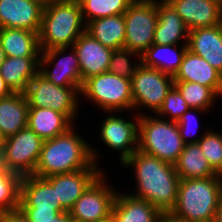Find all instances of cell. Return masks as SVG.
I'll use <instances>...</instances> for the list:
<instances>
[{"mask_svg":"<svg viewBox=\"0 0 222 222\" xmlns=\"http://www.w3.org/2000/svg\"><path fill=\"white\" fill-rule=\"evenodd\" d=\"M135 168L138 193L132 196L144 199L161 213H168L177 201L180 177L173 164L136 150L123 163Z\"/></svg>","mask_w":222,"mask_h":222,"instance_id":"6da1fadb","label":"cell"},{"mask_svg":"<svg viewBox=\"0 0 222 222\" xmlns=\"http://www.w3.org/2000/svg\"><path fill=\"white\" fill-rule=\"evenodd\" d=\"M96 157V152L71 127L66 133L43 142L33 175L46 178L86 169L96 163Z\"/></svg>","mask_w":222,"mask_h":222,"instance_id":"7a4b0ae2","label":"cell"},{"mask_svg":"<svg viewBox=\"0 0 222 222\" xmlns=\"http://www.w3.org/2000/svg\"><path fill=\"white\" fill-rule=\"evenodd\" d=\"M221 197L220 175L180 179L177 201L170 213L184 222H213Z\"/></svg>","mask_w":222,"mask_h":222,"instance_id":"3957f363","label":"cell"},{"mask_svg":"<svg viewBox=\"0 0 222 222\" xmlns=\"http://www.w3.org/2000/svg\"><path fill=\"white\" fill-rule=\"evenodd\" d=\"M79 3L52 0L44 6L38 34L41 52L69 48L86 31Z\"/></svg>","mask_w":222,"mask_h":222,"instance_id":"277c9868","label":"cell"},{"mask_svg":"<svg viewBox=\"0 0 222 222\" xmlns=\"http://www.w3.org/2000/svg\"><path fill=\"white\" fill-rule=\"evenodd\" d=\"M138 119V150L174 165L185 146L177 122L146 115Z\"/></svg>","mask_w":222,"mask_h":222,"instance_id":"5b68a950","label":"cell"},{"mask_svg":"<svg viewBox=\"0 0 222 222\" xmlns=\"http://www.w3.org/2000/svg\"><path fill=\"white\" fill-rule=\"evenodd\" d=\"M80 93L98 104L103 111L113 113L115 110L133 108L131 79L122 78L109 71L86 79Z\"/></svg>","mask_w":222,"mask_h":222,"instance_id":"8992f818","label":"cell"},{"mask_svg":"<svg viewBox=\"0 0 222 222\" xmlns=\"http://www.w3.org/2000/svg\"><path fill=\"white\" fill-rule=\"evenodd\" d=\"M124 48L143 54L152 44L158 23L157 1L134 0L124 13Z\"/></svg>","mask_w":222,"mask_h":222,"instance_id":"52a82bcc","label":"cell"},{"mask_svg":"<svg viewBox=\"0 0 222 222\" xmlns=\"http://www.w3.org/2000/svg\"><path fill=\"white\" fill-rule=\"evenodd\" d=\"M44 140L28 126L6 138L0 155L5 171H12L22 177L33 175L38 163Z\"/></svg>","mask_w":222,"mask_h":222,"instance_id":"ba28073f","label":"cell"},{"mask_svg":"<svg viewBox=\"0 0 222 222\" xmlns=\"http://www.w3.org/2000/svg\"><path fill=\"white\" fill-rule=\"evenodd\" d=\"M82 87H60L49 82L39 72L29 82L24 92L29 108L48 107L65 114L73 121L77 110V93ZM74 116V117H73Z\"/></svg>","mask_w":222,"mask_h":222,"instance_id":"9c48e42d","label":"cell"},{"mask_svg":"<svg viewBox=\"0 0 222 222\" xmlns=\"http://www.w3.org/2000/svg\"><path fill=\"white\" fill-rule=\"evenodd\" d=\"M173 86L172 75L140 63L131 79L133 108L142 105L157 113Z\"/></svg>","mask_w":222,"mask_h":222,"instance_id":"30bf717a","label":"cell"},{"mask_svg":"<svg viewBox=\"0 0 222 222\" xmlns=\"http://www.w3.org/2000/svg\"><path fill=\"white\" fill-rule=\"evenodd\" d=\"M102 175L103 173L87 187L69 210L73 220L99 222L112 214L117 193L105 183Z\"/></svg>","mask_w":222,"mask_h":222,"instance_id":"8fae6325","label":"cell"},{"mask_svg":"<svg viewBox=\"0 0 222 222\" xmlns=\"http://www.w3.org/2000/svg\"><path fill=\"white\" fill-rule=\"evenodd\" d=\"M67 48H53L41 52L39 58V73L43 75L49 82L60 87H82L83 81L80 72L78 56L74 48L70 56H64L57 60V57L64 53ZM56 59V60H55ZM55 61L57 63H55ZM54 64V69L49 70L44 65ZM45 67V68H44Z\"/></svg>","mask_w":222,"mask_h":222,"instance_id":"7c38bea8","label":"cell"},{"mask_svg":"<svg viewBox=\"0 0 222 222\" xmlns=\"http://www.w3.org/2000/svg\"><path fill=\"white\" fill-rule=\"evenodd\" d=\"M97 169L93 162L86 169L52 175L45 179L56 189V202L69 212L87 187L102 173Z\"/></svg>","mask_w":222,"mask_h":222,"instance_id":"4fadbf2b","label":"cell"},{"mask_svg":"<svg viewBox=\"0 0 222 222\" xmlns=\"http://www.w3.org/2000/svg\"><path fill=\"white\" fill-rule=\"evenodd\" d=\"M43 8L36 0H0V29L18 28L39 34Z\"/></svg>","mask_w":222,"mask_h":222,"instance_id":"5bb4252c","label":"cell"},{"mask_svg":"<svg viewBox=\"0 0 222 222\" xmlns=\"http://www.w3.org/2000/svg\"><path fill=\"white\" fill-rule=\"evenodd\" d=\"M188 30L222 24V2L218 0H167Z\"/></svg>","mask_w":222,"mask_h":222,"instance_id":"9a60e30c","label":"cell"},{"mask_svg":"<svg viewBox=\"0 0 222 222\" xmlns=\"http://www.w3.org/2000/svg\"><path fill=\"white\" fill-rule=\"evenodd\" d=\"M82 81L108 71L113 50L103 46L86 31L74 42Z\"/></svg>","mask_w":222,"mask_h":222,"instance_id":"2e32d148","label":"cell"},{"mask_svg":"<svg viewBox=\"0 0 222 222\" xmlns=\"http://www.w3.org/2000/svg\"><path fill=\"white\" fill-rule=\"evenodd\" d=\"M138 120L132 123L121 117L110 115L102 123L100 136L105 145L122 152L121 163L138 149Z\"/></svg>","mask_w":222,"mask_h":222,"instance_id":"e0dca14e","label":"cell"},{"mask_svg":"<svg viewBox=\"0 0 222 222\" xmlns=\"http://www.w3.org/2000/svg\"><path fill=\"white\" fill-rule=\"evenodd\" d=\"M174 81H189L209 87L216 95L222 94V74L205 59L186 50Z\"/></svg>","mask_w":222,"mask_h":222,"instance_id":"ac0fdd59","label":"cell"},{"mask_svg":"<svg viewBox=\"0 0 222 222\" xmlns=\"http://www.w3.org/2000/svg\"><path fill=\"white\" fill-rule=\"evenodd\" d=\"M20 209H54L58 213L66 212L56 202V189L42 177L26 175L20 185Z\"/></svg>","mask_w":222,"mask_h":222,"instance_id":"d6986e66","label":"cell"},{"mask_svg":"<svg viewBox=\"0 0 222 222\" xmlns=\"http://www.w3.org/2000/svg\"><path fill=\"white\" fill-rule=\"evenodd\" d=\"M187 46L222 74V24L190 30Z\"/></svg>","mask_w":222,"mask_h":222,"instance_id":"ffe728a7","label":"cell"},{"mask_svg":"<svg viewBox=\"0 0 222 222\" xmlns=\"http://www.w3.org/2000/svg\"><path fill=\"white\" fill-rule=\"evenodd\" d=\"M158 23L153 44L176 45L180 39L187 40L189 30L174 7L167 1L157 2Z\"/></svg>","mask_w":222,"mask_h":222,"instance_id":"44dd1931","label":"cell"},{"mask_svg":"<svg viewBox=\"0 0 222 222\" xmlns=\"http://www.w3.org/2000/svg\"><path fill=\"white\" fill-rule=\"evenodd\" d=\"M29 105L22 92L0 98V131L7 138L28 126Z\"/></svg>","mask_w":222,"mask_h":222,"instance_id":"7402d4cb","label":"cell"},{"mask_svg":"<svg viewBox=\"0 0 222 222\" xmlns=\"http://www.w3.org/2000/svg\"><path fill=\"white\" fill-rule=\"evenodd\" d=\"M40 57H6L0 65V75L13 92L24 93L29 82L39 72Z\"/></svg>","mask_w":222,"mask_h":222,"instance_id":"603a6c76","label":"cell"},{"mask_svg":"<svg viewBox=\"0 0 222 222\" xmlns=\"http://www.w3.org/2000/svg\"><path fill=\"white\" fill-rule=\"evenodd\" d=\"M72 123L65 114L48 107L29 108L28 127L44 141L66 133Z\"/></svg>","mask_w":222,"mask_h":222,"instance_id":"cb8c5ba5","label":"cell"},{"mask_svg":"<svg viewBox=\"0 0 222 222\" xmlns=\"http://www.w3.org/2000/svg\"><path fill=\"white\" fill-rule=\"evenodd\" d=\"M0 43L6 57H40L39 37L36 32L1 28Z\"/></svg>","mask_w":222,"mask_h":222,"instance_id":"d4e9b609","label":"cell"},{"mask_svg":"<svg viewBox=\"0 0 222 222\" xmlns=\"http://www.w3.org/2000/svg\"><path fill=\"white\" fill-rule=\"evenodd\" d=\"M112 214L118 222H156L161 212L144 199L117 192Z\"/></svg>","mask_w":222,"mask_h":222,"instance_id":"484cf974","label":"cell"},{"mask_svg":"<svg viewBox=\"0 0 222 222\" xmlns=\"http://www.w3.org/2000/svg\"><path fill=\"white\" fill-rule=\"evenodd\" d=\"M86 32L112 50L124 48V14L94 19L86 24Z\"/></svg>","mask_w":222,"mask_h":222,"instance_id":"4316f807","label":"cell"},{"mask_svg":"<svg viewBox=\"0 0 222 222\" xmlns=\"http://www.w3.org/2000/svg\"><path fill=\"white\" fill-rule=\"evenodd\" d=\"M180 179L208 178L218 174L207 161L198 143H187L174 164Z\"/></svg>","mask_w":222,"mask_h":222,"instance_id":"83f0119b","label":"cell"},{"mask_svg":"<svg viewBox=\"0 0 222 222\" xmlns=\"http://www.w3.org/2000/svg\"><path fill=\"white\" fill-rule=\"evenodd\" d=\"M187 44L188 42L186 41L179 52L174 49V46L177 47V45L152 44L143 54L138 55L144 66L155 68L174 76L179 70L183 56L188 49Z\"/></svg>","mask_w":222,"mask_h":222,"instance_id":"f1b7e54d","label":"cell"},{"mask_svg":"<svg viewBox=\"0 0 222 222\" xmlns=\"http://www.w3.org/2000/svg\"><path fill=\"white\" fill-rule=\"evenodd\" d=\"M133 1L134 0H83L80 3L83 19L87 16L86 22L84 21V23L107 16L124 14Z\"/></svg>","mask_w":222,"mask_h":222,"instance_id":"f546056e","label":"cell"},{"mask_svg":"<svg viewBox=\"0 0 222 222\" xmlns=\"http://www.w3.org/2000/svg\"><path fill=\"white\" fill-rule=\"evenodd\" d=\"M174 86L190 108L201 109L202 112L211 107L217 96L209 87L199 83L174 81Z\"/></svg>","mask_w":222,"mask_h":222,"instance_id":"4dcf8cb0","label":"cell"},{"mask_svg":"<svg viewBox=\"0 0 222 222\" xmlns=\"http://www.w3.org/2000/svg\"><path fill=\"white\" fill-rule=\"evenodd\" d=\"M21 180L22 176L12 171L0 175V211L19 208Z\"/></svg>","mask_w":222,"mask_h":222,"instance_id":"1f68e13d","label":"cell"},{"mask_svg":"<svg viewBox=\"0 0 222 222\" xmlns=\"http://www.w3.org/2000/svg\"><path fill=\"white\" fill-rule=\"evenodd\" d=\"M190 143H198L211 167L218 174L222 173V134L208 131L204 136L190 140Z\"/></svg>","mask_w":222,"mask_h":222,"instance_id":"d6a6232c","label":"cell"},{"mask_svg":"<svg viewBox=\"0 0 222 222\" xmlns=\"http://www.w3.org/2000/svg\"><path fill=\"white\" fill-rule=\"evenodd\" d=\"M192 110L200 111L201 109L190 108L187 105V102L183 99L179 90L173 86L167 93L165 100L163 101L162 106L158 110L157 114L159 116H166L167 114L171 115V121L178 122V120L186 111L190 112Z\"/></svg>","mask_w":222,"mask_h":222,"instance_id":"836d02e7","label":"cell"},{"mask_svg":"<svg viewBox=\"0 0 222 222\" xmlns=\"http://www.w3.org/2000/svg\"><path fill=\"white\" fill-rule=\"evenodd\" d=\"M134 54L137 55L138 53L125 48L113 50L108 71L122 78L132 79V76L135 74L136 69L141 63V60H139L138 65L135 64L133 67H131L129 57L130 55L135 56Z\"/></svg>","mask_w":222,"mask_h":222,"instance_id":"e575fe53","label":"cell"},{"mask_svg":"<svg viewBox=\"0 0 222 222\" xmlns=\"http://www.w3.org/2000/svg\"><path fill=\"white\" fill-rule=\"evenodd\" d=\"M29 222H51L59 213L54 209H21Z\"/></svg>","mask_w":222,"mask_h":222,"instance_id":"d590c367","label":"cell"},{"mask_svg":"<svg viewBox=\"0 0 222 222\" xmlns=\"http://www.w3.org/2000/svg\"><path fill=\"white\" fill-rule=\"evenodd\" d=\"M193 114H190L188 111H186L182 116L181 118L178 120L177 122V125H178V128H179V131H180V136L181 138L183 139V141L185 142V144L187 143H190V141H187L188 139V136H191L190 134L193 135L194 133V129L191 130V125L193 124V118L191 119V117H194L192 116ZM191 123V124H190ZM195 123H198L197 120L194 121V124ZM196 125V124H195ZM194 127V126H193ZM197 129H198V126H197ZM191 130V132H190ZM193 131V132H192ZM196 132V131H195ZM196 134V133H195Z\"/></svg>","mask_w":222,"mask_h":222,"instance_id":"8d00e7d4","label":"cell"},{"mask_svg":"<svg viewBox=\"0 0 222 222\" xmlns=\"http://www.w3.org/2000/svg\"><path fill=\"white\" fill-rule=\"evenodd\" d=\"M5 222H29L20 208L5 212Z\"/></svg>","mask_w":222,"mask_h":222,"instance_id":"74e56055","label":"cell"},{"mask_svg":"<svg viewBox=\"0 0 222 222\" xmlns=\"http://www.w3.org/2000/svg\"><path fill=\"white\" fill-rule=\"evenodd\" d=\"M156 222H184L182 219H179L173 216L170 212L161 213Z\"/></svg>","mask_w":222,"mask_h":222,"instance_id":"f35d334b","label":"cell"},{"mask_svg":"<svg viewBox=\"0 0 222 222\" xmlns=\"http://www.w3.org/2000/svg\"><path fill=\"white\" fill-rule=\"evenodd\" d=\"M12 93L13 91L9 88V86L5 83V80L0 75V98L7 97Z\"/></svg>","mask_w":222,"mask_h":222,"instance_id":"ab89813d","label":"cell"},{"mask_svg":"<svg viewBox=\"0 0 222 222\" xmlns=\"http://www.w3.org/2000/svg\"><path fill=\"white\" fill-rule=\"evenodd\" d=\"M72 218L69 212H61L57 216H55L51 222H72Z\"/></svg>","mask_w":222,"mask_h":222,"instance_id":"60d3db41","label":"cell"},{"mask_svg":"<svg viewBox=\"0 0 222 222\" xmlns=\"http://www.w3.org/2000/svg\"><path fill=\"white\" fill-rule=\"evenodd\" d=\"M213 222H222V197L218 202V207L216 209Z\"/></svg>","mask_w":222,"mask_h":222,"instance_id":"b9f144b4","label":"cell"},{"mask_svg":"<svg viewBox=\"0 0 222 222\" xmlns=\"http://www.w3.org/2000/svg\"><path fill=\"white\" fill-rule=\"evenodd\" d=\"M6 137L0 131V155L2 154L3 148L5 146Z\"/></svg>","mask_w":222,"mask_h":222,"instance_id":"7bdbcfd3","label":"cell"},{"mask_svg":"<svg viewBox=\"0 0 222 222\" xmlns=\"http://www.w3.org/2000/svg\"><path fill=\"white\" fill-rule=\"evenodd\" d=\"M99 222H118L113 214H111L108 218L103 219Z\"/></svg>","mask_w":222,"mask_h":222,"instance_id":"ee69618b","label":"cell"},{"mask_svg":"<svg viewBox=\"0 0 222 222\" xmlns=\"http://www.w3.org/2000/svg\"><path fill=\"white\" fill-rule=\"evenodd\" d=\"M6 56H5V52L1 46V43H0V65L3 63V61L5 60Z\"/></svg>","mask_w":222,"mask_h":222,"instance_id":"f6af8a7d","label":"cell"},{"mask_svg":"<svg viewBox=\"0 0 222 222\" xmlns=\"http://www.w3.org/2000/svg\"><path fill=\"white\" fill-rule=\"evenodd\" d=\"M61 2H70V3H81L83 0H56Z\"/></svg>","mask_w":222,"mask_h":222,"instance_id":"bcb514c9","label":"cell"},{"mask_svg":"<svg viewBox=\"0 0 222 222\" xmlns=\"http://www.w3.org/2000/svg\"><path fill=\"white\" fill-rule=\"evenodd\" d=\"M0 222H5V212L0 211Z\"/></svg>","mask_w":222,"mask_h":222,"instance_id":"7dc6e473","label":"cell"},{"mask_svg":"<svg viewBox=\"0 0 222 222\" xmlns=\"http://www.w3.org/2000/svg\"><path fill=\"white\" fill-rule=\"evenodd\" d=\"M36 1L40 2L41 4H43L45 6L52 0H36Z\"/></svg>","mask_w":222,"mask_h":222,"instance_id":"c3c4849f","label":"cell"},{"mask_svg":"<svg viewBox=\"0 0 222 222\" xmlns=\"http://www.w3.org/2000/svg\"><path fill=\"white\" fill-rule=\"evenodd\" d=\"M5 171L4 167L2 166V164L0 163V175Z\"/></svg>","mask_w":222,"mask_h":222,"instance_id":"681fc988","label":"cell"}]
</instances>
